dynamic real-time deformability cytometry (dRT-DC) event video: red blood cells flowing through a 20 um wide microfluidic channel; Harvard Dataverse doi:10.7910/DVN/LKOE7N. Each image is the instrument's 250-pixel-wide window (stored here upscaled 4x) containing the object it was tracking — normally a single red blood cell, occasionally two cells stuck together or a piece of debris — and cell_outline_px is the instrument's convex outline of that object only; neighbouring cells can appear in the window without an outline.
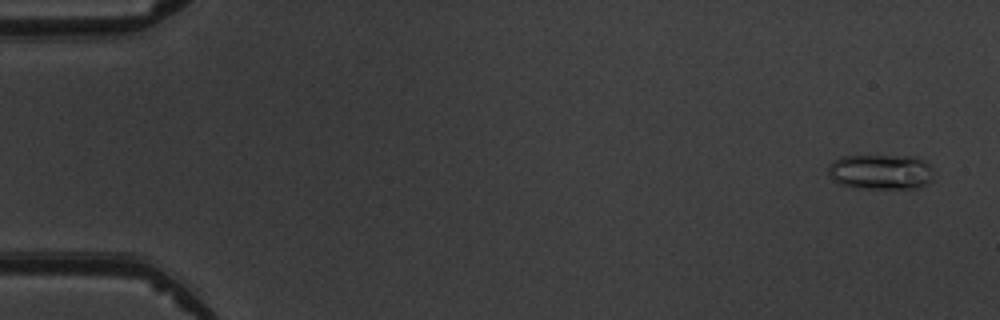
{"species": "common noctule bat (a hibernating species)", "species_latin": "Nyctalus noctula", "temperature_condition": "warm", "stored_images_in_passage": 5, "camera_frame_rate_fps": 3000, "um_per_image_px": 0.085, "animal": {"sex": "male", "body_mass_g": 19.5, "forearm_length_mm": 54.6}, "frame": {"image": 1, "passage_image": 1, "time_ms": 0.0, "image_size_px": [1000, 320], "cell_outline_px": [[932, 180], [916, 188], [852, 188], [840, 184], [832, 180], [828, 172], [828, 164], [832, 160], [840, 156], [916, 156], [924, 160], [932, 168]], "centroid_in_image_um": [74.82, 14.6], "position_along_channel_um": 10.2, "area_um2": 21.85}}